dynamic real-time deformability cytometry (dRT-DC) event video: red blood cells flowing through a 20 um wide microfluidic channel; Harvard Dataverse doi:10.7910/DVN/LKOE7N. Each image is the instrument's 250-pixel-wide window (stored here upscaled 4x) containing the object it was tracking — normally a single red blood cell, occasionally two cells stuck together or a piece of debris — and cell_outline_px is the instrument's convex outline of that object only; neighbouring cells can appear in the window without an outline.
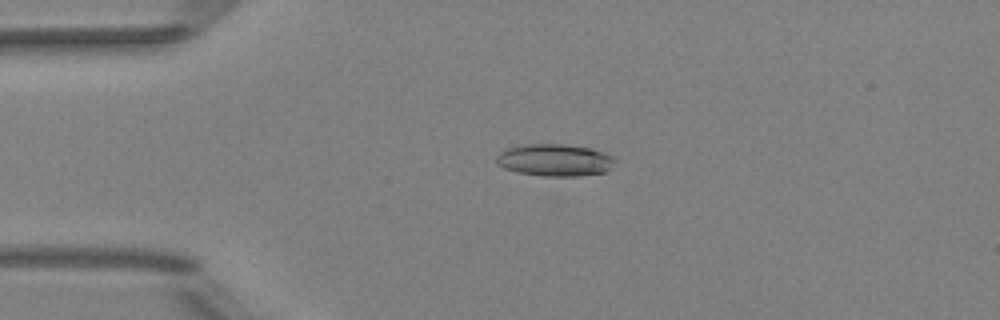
{"species": "Egyptian fruit bat (a non-hibernating species)", "species_latin": "Rousettus aegyptiacus", "temperature_condition": "room temperature", "stored_images_in_passage": 49, "camera_frame_rate_fps": 3000, "um_per_image_px": 0.085, "animal": {"sex": "female"}, "frame": {"image": 1, "passage_image": 10, "time_ms": 3.0, "image_size_px": [1000, 320], "cell_outline_px": [[616, 160], [604, 172], [576, 176], [540, 176], [516, 172], [504, 168], [496, 164], [496, 156], [504, 148], [520, 144], [564, 144], [592, 148], [604, 152], [612, 156]], "centroid_in_image_um": [47.09, 13.59], "position_along_channel_um": 37.9, "area_um2": 22.43}}
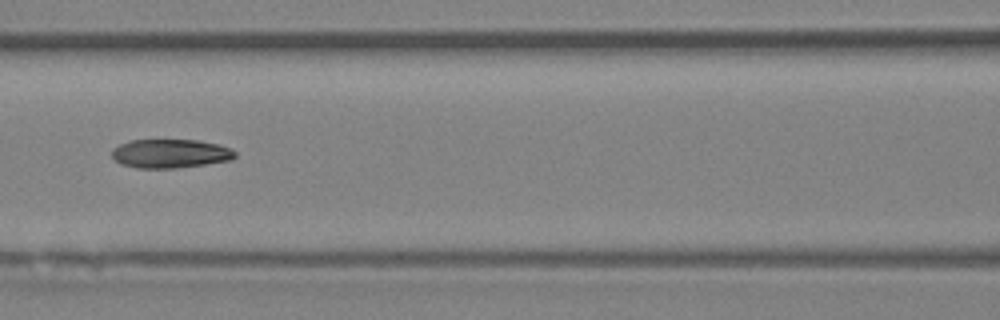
{"frame": {"image": 2, "passage_image": 21, "time_ms": 6.667, "image_size_px": [1000, 320], "cell_outline_px": [[236, 156], [232, 160], [176, 168], [136, 168], [120, 164], [112, 156], [112, 148], [120, 144], [132, 140], [200, 140], [220, 144], [236, 152]], "centroid_in_image_um": [14.48, 13.05], "position_along_channel_um": 152.1, "area_um2": 20.75}}
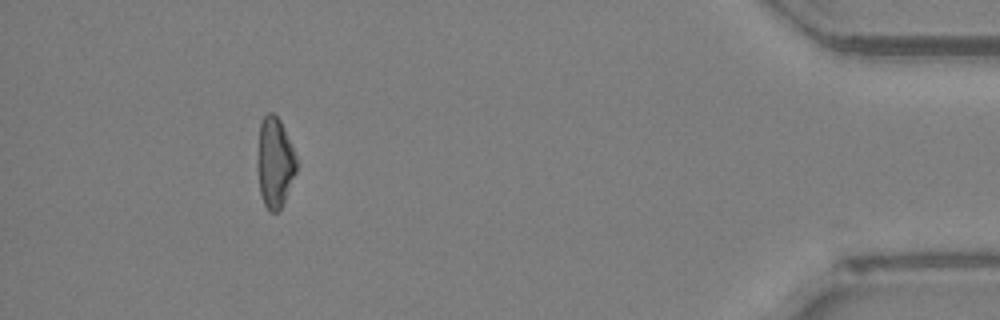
{"frame": {"image": 3, "passage_image": 45, "time_ms": 14.667, "image_size_px": [1000, 320], "cell_outline_px": [[296, 172], [284, 200], [280, 208], [276, 212], [268, 212], [264, 204], [260, 192], [256, 160], [260, 124], [264, 116], [268, 112], [272, 112], [280, 120], [284, 128], [296, 156]], "centroid_in_image_um": [23.33, 13.8], "position_along_channel_um": 411.9, "area_um2": 20.46}}